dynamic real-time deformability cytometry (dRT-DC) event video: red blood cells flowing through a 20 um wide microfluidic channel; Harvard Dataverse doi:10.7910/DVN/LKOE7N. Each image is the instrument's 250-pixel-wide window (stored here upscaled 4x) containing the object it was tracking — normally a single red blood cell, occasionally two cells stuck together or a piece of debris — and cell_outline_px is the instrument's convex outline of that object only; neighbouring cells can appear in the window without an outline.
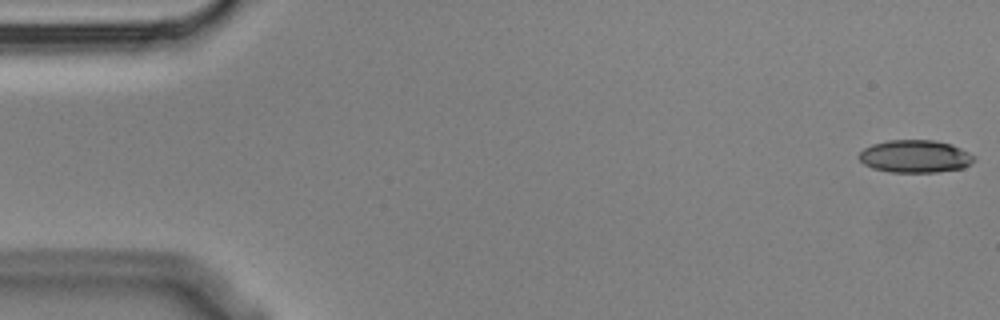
{"species": "Egyptian fruit bat (a non-hibernating species)", "species_latin": "Rousettus aegyptiacus", "temperature_condition": "cold", "stored_images_in_passage": 3, "camera_frame_rate_fps": 3000, "um_per_image_px": 0.085, "animal": {"sex": "male"}, "frame": {"image": 1, "passage_image": 3, "time_ms": 0.667, "image_size_px": [1000, 320], "cell_outline_px": [[976, 160], [972, 164], [964, 168], [936, 172], [888, 172], [872, 168], [864, 164], [856, 156], [864, 148], [872, 144], [888, 140], [932, 140], [952, 144], [976, 156]], "centroid_in_image_um": [77.8, 13.29], "position_along_channel_um": 7.2, "area_um2": 22.14}}